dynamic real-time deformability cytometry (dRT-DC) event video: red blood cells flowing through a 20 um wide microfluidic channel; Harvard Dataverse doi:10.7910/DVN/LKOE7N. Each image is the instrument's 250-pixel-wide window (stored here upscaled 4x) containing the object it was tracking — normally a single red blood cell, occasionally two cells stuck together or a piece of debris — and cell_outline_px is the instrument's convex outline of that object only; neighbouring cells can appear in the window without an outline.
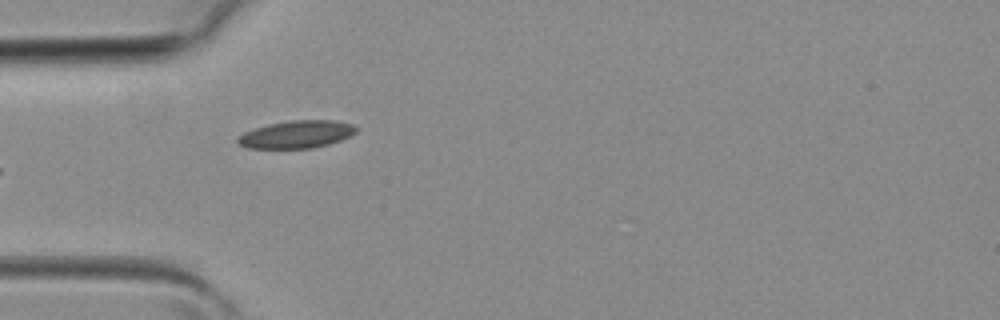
{"species": "common noctule bat (a hibernating species)", "species_latin": "Nyctalus noctula", "temperature_condition": "room temperature", "stored_images_in_passage": 4, "camera_frame_rate_fps": 3000, "um_per_image_px": 0.085, "animal": {"sex": "female", "body_mass_g": 19.3, "forearm_length_mm": 54.1}, "frame": {"image": 1, "passage_image": 4, "time_ms": 1.0, "image_size_px": [1000, 320], "cell_outline_px": [[356, 132], [340, 140], [328, 144], [312, 148], [248, 148], [240, 144], [236, 140], [236, 136], [244, 132], [268, 124], [292, 120], [336, 120], [352, 124], [356, 128]], "centroid_in_image_um": [25.18, 11.41], "position_along_channel_um": 59.8, "area_um2": 18.9}}